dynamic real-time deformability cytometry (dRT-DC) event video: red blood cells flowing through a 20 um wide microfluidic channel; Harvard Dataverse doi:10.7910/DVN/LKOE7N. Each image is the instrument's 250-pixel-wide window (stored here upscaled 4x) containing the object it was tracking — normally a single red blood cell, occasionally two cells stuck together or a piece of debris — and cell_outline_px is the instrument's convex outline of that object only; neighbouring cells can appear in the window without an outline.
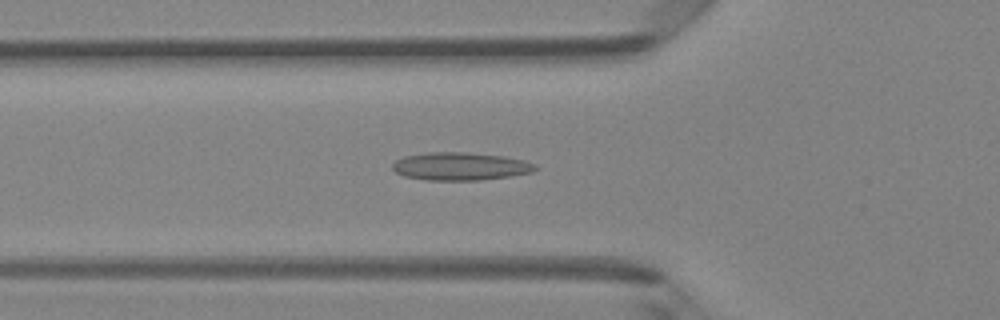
{"species": "Egyptian fruit bat (a non-hibernating species)", "species_latin": "Rousettus aegyptiacus", "temperature_condition": "room temperature", "stored_images_in_passage": 48, "camera_frame_rate_fps": 3000, "um_per_image_px": 0.085, "animal": {"sex": "female"}, "frame": {"image": 1, "passage_image": 17, "time_ms": 5.333, "image_size_px": [1000, 320], "cell_outline_px": [[536, 168], [532, 172], [512, 176], [480, 180], [428, 180], [404, 176], [396, 172], [392, 168], [392, 164], [396, 160], [404, 156], [428, 152], [464, 152], [500, 156], [524, 160], [536, 164]], "centroid_in_image_um": [39.11, 14.14], "position_along_channel_um": 86.7, "area_um2": 23.12}}
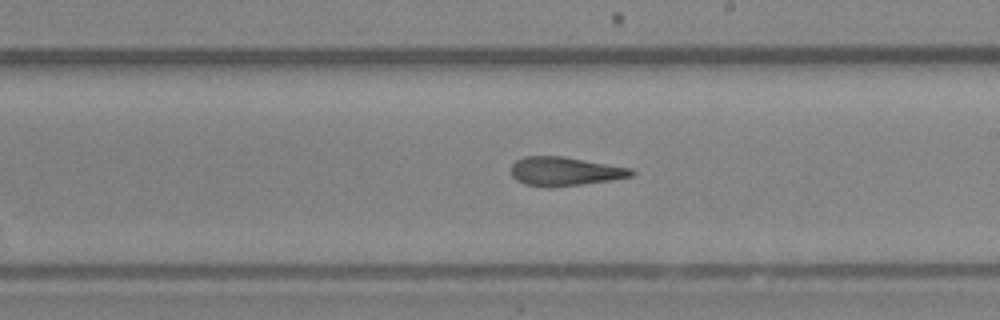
{"frame": {"image": 2, "passage_image": 28, "time_ms": 9.0, "image_size_px": [1000, 320], "cell_outline_px": [[636, 172], [632, 176], [612, 180], [584, 184], [552, 188], [548, 188], [524, 184], [516, 180], [512, 176], [512, 164], [516, 160], [524, 156], [564, 156], [632, 168]], "centroid_in_image_um": [48.02, 14.57], "position_along_channel_um": 241.0, "area_um2": 20.52}}
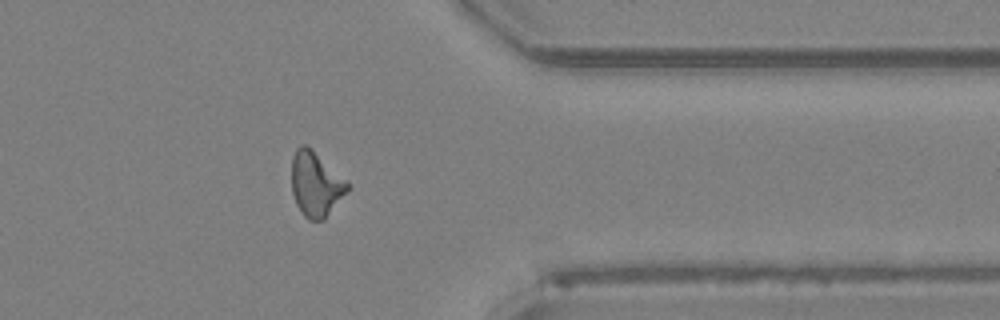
{"frame": {"image": 3, "passage_image": 39, "time_ms": 12.667, "image_size_px": [1000, 320], "cell_outline_px": [[352, 188], [324, 220], [308, 220], [300, 212], [296, 204], [292, 192], [292, 156], [296, 148], [300, 144], [308, 144], [348, 180], [352, 184]], "centroid_in_image_um": [26.89, 15.63], "position_along_channel_um": 384.5, "area_um2": 21.91}, "authors_computed_cell_mechanics": {"area_um2": 20.9814, "velocity_mm_per_s": 4.2141, "shape_relaxation_time_tau1_ms": null, "shape_relaxation_time_tau2_ms": 4.9985, "deformation_change_tau1": null, "deformation_change_tau2": 0.1606}}